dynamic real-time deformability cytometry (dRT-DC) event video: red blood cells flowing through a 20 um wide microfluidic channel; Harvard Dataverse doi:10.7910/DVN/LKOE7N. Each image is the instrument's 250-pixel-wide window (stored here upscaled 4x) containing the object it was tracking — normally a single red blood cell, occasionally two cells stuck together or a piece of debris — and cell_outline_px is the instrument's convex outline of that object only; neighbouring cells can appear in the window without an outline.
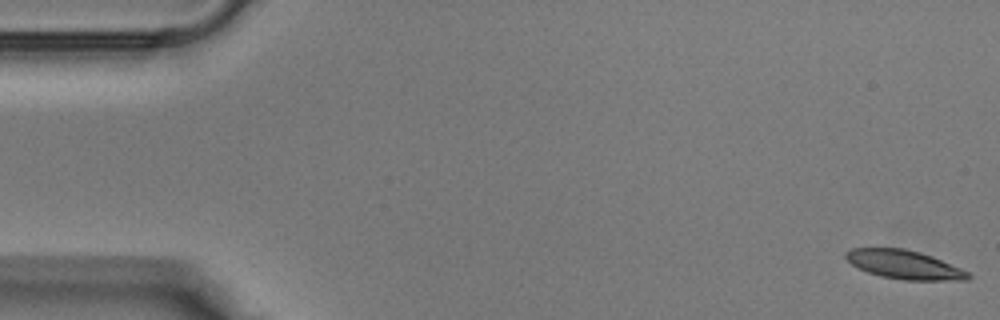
{"species": "Egyptian fruit bat (a non-hibernating species)", "species_latin": "Rousettus aegyptiacus", "temperature_condition": "warm", "stored_images_in_passage": 39, "camera_frame_rate_fps": 3000, "um_per_image_px": 0.085, "animal": {"sex": "male"}, "frame": {"image": 1, "passage_image": 1, "time_ms": 0.0, "image_size_px": [1000, 320], "cell_outline_px": [[972, 276], [968, 280], [904, 280], [880, 276], [868, 272], [852, 264], [844, 256], [844, 252], [852, 248], [904, 248], [920, 252], [932, 256], [960, 268], [968, 272]], "centroid_in_image_um": [76.86, 22.49], "position_along_channel_um": 8.1, "area_um2": 20.4}}
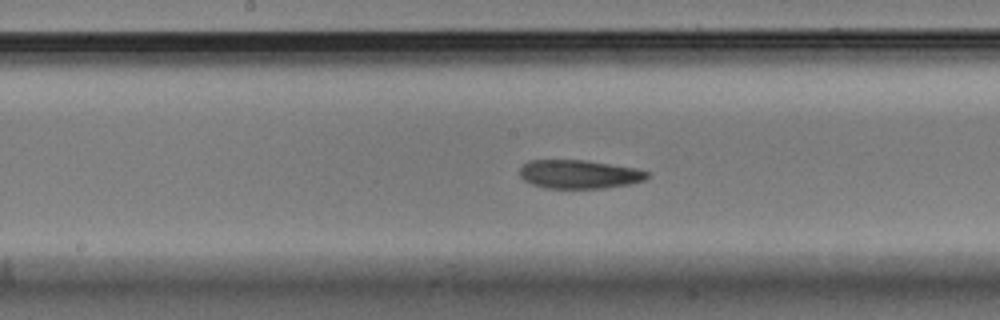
{"frame": {"image": 2, "passage_image": 20, "time_ms": 6.333, "image_size_px": [1000, 320], "cell_outline_px": [[648, 176], [644, 180], [632, 184], [604, 188], [544, 188], [532, 184], [524, 180], [520, 176], [520, 168], [528, 160], [584, 160], [636, 168], [648, 172]], "centroid_in_image_um": [49.22, 14.81], "position_along_channel_um": 199.0, "area_um2": 21.27}}
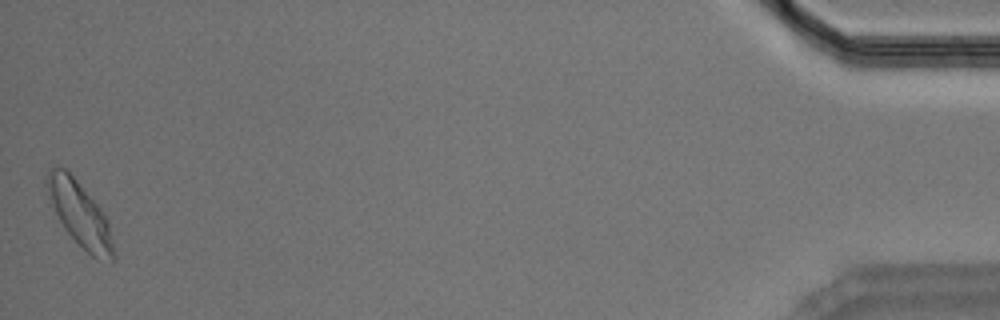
{"frame": {"image": 3, "passage_image": 39, "time_ms": 12.667, "image_size_px": [1000, 320], "cell_outline_px": [[116, 260], [112, 264], [96, 260], [64, 228], [56, 212], [44, 184], [44, 180], [48, 172], [56, 164], [68, 168], [100, 208], [108, 220], [116, 256]], "centroid_in_image_um": [6.82, 18.19], "position_along_channel_um": 428.4, "area_um2": 25.37}}